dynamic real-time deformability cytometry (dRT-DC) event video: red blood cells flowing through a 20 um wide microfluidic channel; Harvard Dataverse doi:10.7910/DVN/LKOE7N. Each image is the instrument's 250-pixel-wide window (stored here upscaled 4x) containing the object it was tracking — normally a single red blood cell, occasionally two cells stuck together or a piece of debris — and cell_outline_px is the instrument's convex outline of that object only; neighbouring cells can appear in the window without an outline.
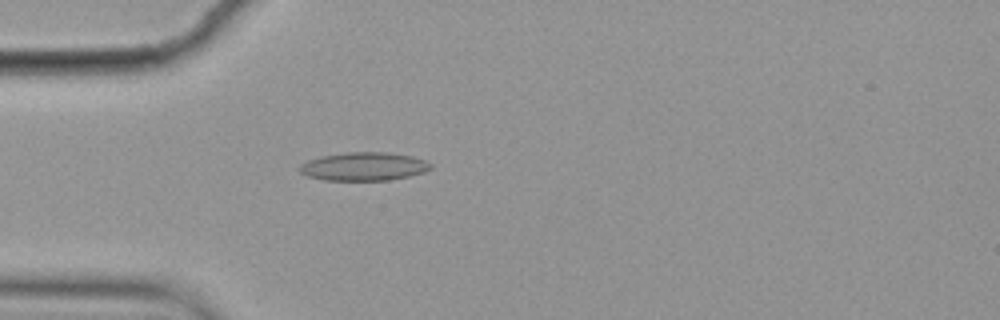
{"species": "common noctule bat (a hibernating species)", "species_latin": "Nyctalus noctula", "temperature_condition": "cold", "stored_images_in_passage": 3, "camera_frame_rate_fps": 3000, "um_per_image_px": 0.085, "animal": {"sex": "female", "body_mass_g": 19.9}, "frame": {"image": 1, "passage_image": 3, "time_ms": 0.667, "image_size_px": [1000, 320], "cell_outline_px": [[432, 168], [424, 172], [408, 176], [388, 180], [324, 180], [308, 176], [300, 172], [296, 168], [300, 164], [308, 160], [320, 156], [344, 152], [388, 152], [412, 156], [424, 160], [432, 164]], "centroid_in_image_um": [30.89, 14.14], "position_along_channel_um": 54.1, "area_um2": 21.79}}